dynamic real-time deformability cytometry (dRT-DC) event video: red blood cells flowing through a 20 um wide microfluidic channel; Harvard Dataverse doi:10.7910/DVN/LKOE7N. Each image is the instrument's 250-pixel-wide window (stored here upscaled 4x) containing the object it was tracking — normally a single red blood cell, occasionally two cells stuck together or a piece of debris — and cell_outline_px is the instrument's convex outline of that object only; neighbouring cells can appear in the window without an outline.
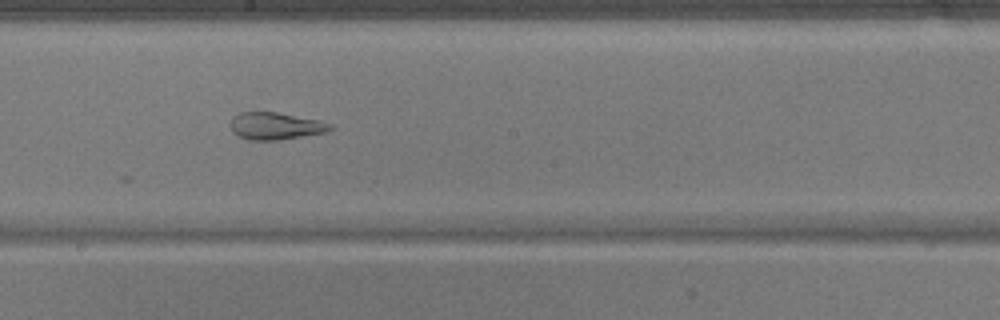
{"species": "common noctule bat (a hibernating species)", "species_latin": "Nyctalus noctula", "temperature_condition": "warm", "stored_images_in_passage": 48, "camera_frame_rate_fps": 3000, "um_per_image_px": 0.085, "animal": {"sex": "male", "body_mass_g": 17.9}, "frame": {"image": 1, "passage_image": 26, "time_ms": 8.333, "image_size_px": [1000, 320], "cell_outline_px": [[336, 128], [328, 132], [280, 140], [248, 140], [236, 136], [232, 132], [228, 124], [232, 116], [240, 112], [276, 112], [320, 120], [332, 124]], "centroid_in_image_um": [23.4, 10.72], "position_along_channel_um": 224.8, "area_um2": 16.3}}
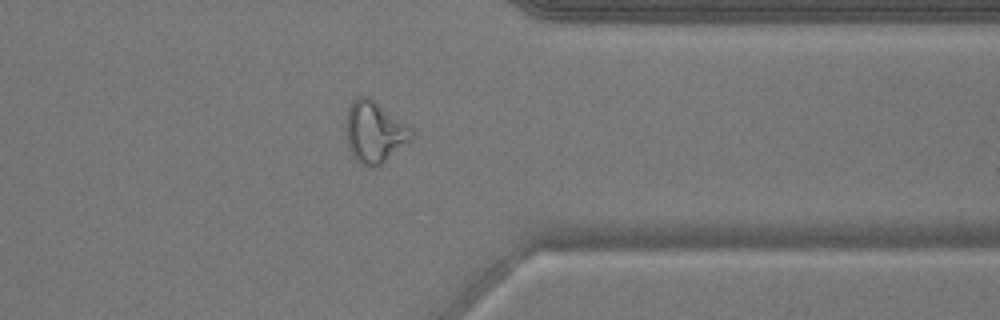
{"frame": {"image": 2, "passage_image": 38, "time_ms": 12.333, "image_size_px": [1000, 320], "cell_outline_px": [[416, 132], [412, 140], [376, 168], [368, 168], [360, 164], [352, 156], [348, 144], [348, 108], [352, 100], [356, 96], [368, 96], [416, 128]], "centroid_in_image_um": [31.92, 11.23], "position_along_channel_um": 379.5, "area_um2": 23.87}}
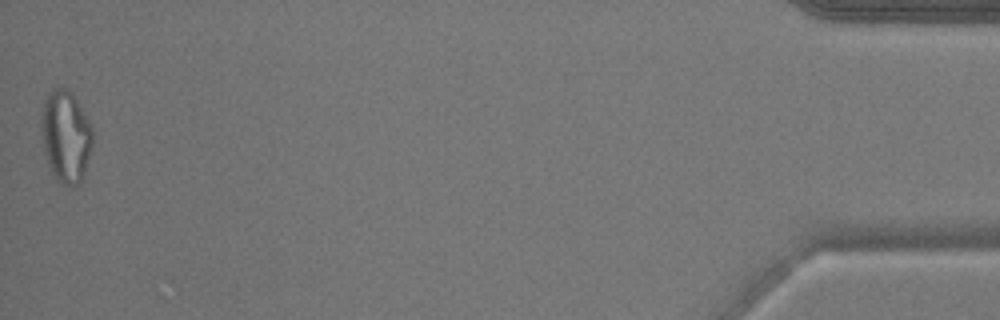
{"frame": {"image": 3, "passage_image": 48, "time_ms": 15.667, "image_size_px": [1000, 320], "cell_outline_px": [[92, 144], [80, 184], [72, 188], [56, 180], [48, 164], [44, 152], [40, 124], [40, 116], [44, 100], [48, 92], [52, 88], [68, 88], [92, 124]], "centroid_in_image_um": [5.56, 11.58], "position_along_channel_um": 429.6, "area_um2": 27.69}}